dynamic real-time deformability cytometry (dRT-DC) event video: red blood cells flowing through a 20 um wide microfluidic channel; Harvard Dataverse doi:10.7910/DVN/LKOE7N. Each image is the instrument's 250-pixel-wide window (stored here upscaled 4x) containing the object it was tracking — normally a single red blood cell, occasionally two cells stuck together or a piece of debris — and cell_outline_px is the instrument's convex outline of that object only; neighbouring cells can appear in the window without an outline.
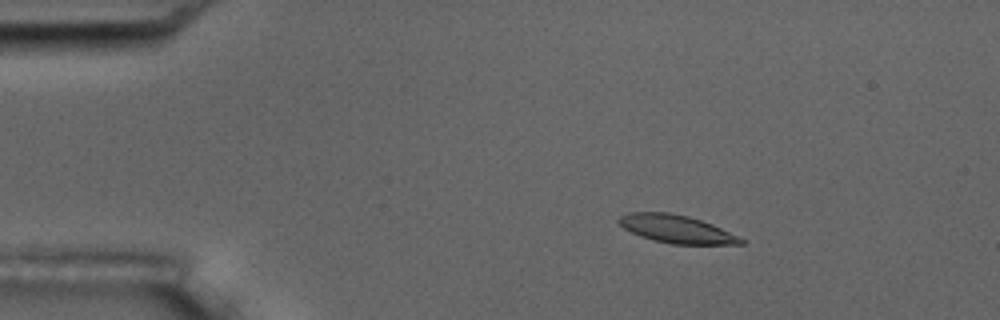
{"species": "common noctule bat (a hibernating species)", "species_latin": "Nyctalus noctula", "temperature_condition": "room temperature", "stored_images_in_passage": 5, "segment_of_instrument_passage": [1, 2], "camera_frame_rate_fps": 3000, "um_per_image_px": 0.085, "animal": {"sex": "male", "body_mass_g": 17.5, "forearm_length_mm": 52.3}, "frame": {"image": 1, "passage_image": 2, "time_ms": 1.333, "image_size_px": [1000, 320], "cell_outline_px": [[744, 244], [672, 244], [640, 236], [624, 228], [616, 220], [620, 216], [628, 212], [668, 212], [688, 216], [712, 224], [744, 240]], "centroid_in_image_um": [57.45, 19.45], "position_along_channel_um": 27.6, "area_um2": 19.54}}